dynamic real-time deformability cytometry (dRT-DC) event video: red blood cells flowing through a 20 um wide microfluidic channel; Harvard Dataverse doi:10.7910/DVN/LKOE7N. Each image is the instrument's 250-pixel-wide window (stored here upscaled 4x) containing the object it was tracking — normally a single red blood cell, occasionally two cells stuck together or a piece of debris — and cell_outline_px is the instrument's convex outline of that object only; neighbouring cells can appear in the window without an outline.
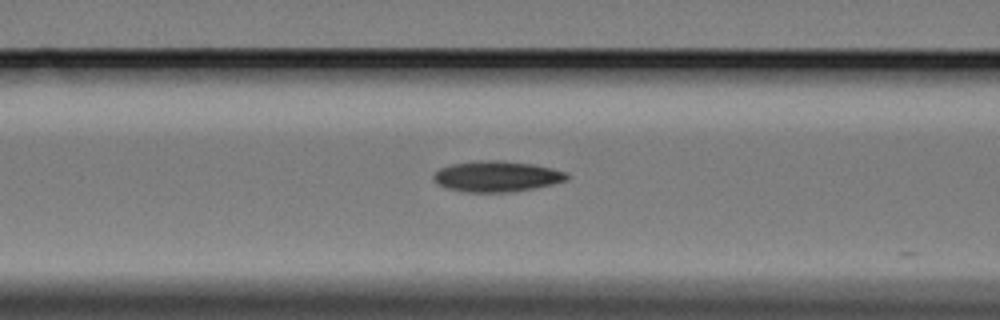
{"species": "Egyptian fruit bat (a non-hibernating species)", "species_latin": "Rousettus aegyptiacus", "temperature_condition": "cold", "stored_images_in_passage": 34, "camera_frame_rate_fps": 3000, "um_per_image_px": 0.085, "animal": {"sex": "female"}, "frame": {"image": 1, "passage_image": 3, "time_ms": 0.667, "image_size_px": [1000, 320], "cell_outline_px": [[568, 180], [536, 188], [508, 192], [464, 192], [444, 188], [432, 176], [440, 168], [452, 164], [480, 160], [496, 160], [532, 164], [564, 172], [568, 176]], "centroid_in_image_um": [42.19, 15.0], "position_along_channel_um": 124.4, "area_um2": 23.64}}
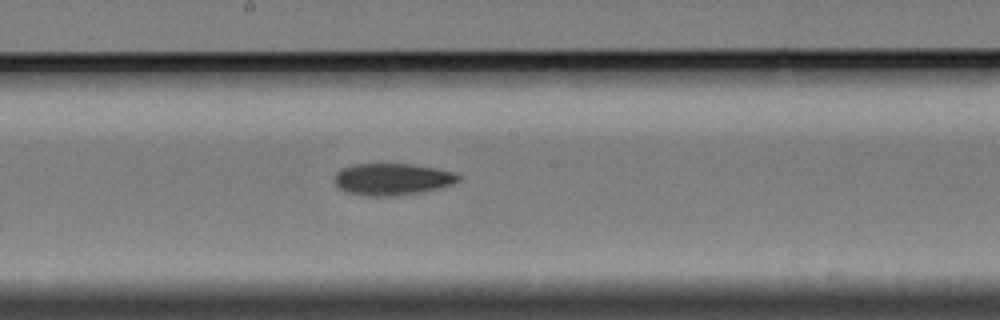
{"frame": {"image": 2, "passage_image": 11, "time_ms": 3.333, "image_size_px": [1000, 320], "cell_outline_px": [[460, 180], [452, 184], [440, 188], [420, 192], [396, 196], [368, 196], [344, 192], [336, 184], [336, 172], [340, 168], [352, 164], [412, 164], [436, 168], [452, 172], [460, 176]], "centroid_in_image_um": [33.33, 15.23], "position_along_channel_um": 214.9, "area_um2": 23.0}}
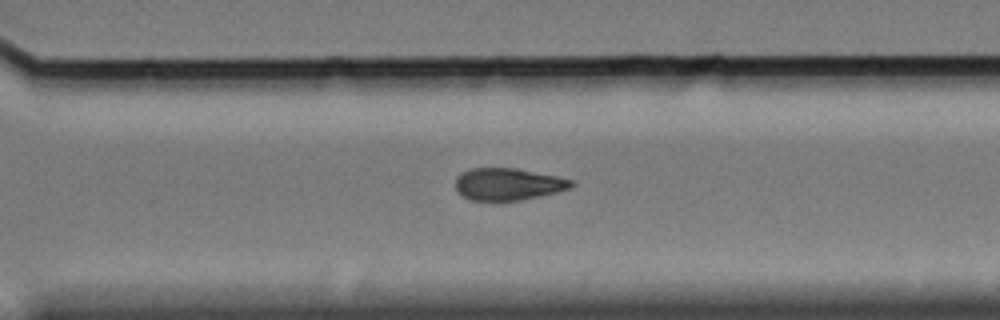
{"frame": {"image": 3, "passage_image": 21, "time_ms": 6.667, "image_size_px": [1000, 320], "cell_outline_px": [[576, 184], [572, 188], [556, 192], [520, 200], [468, 200], [460, 196], [456, 192], [456, 176], [460, 172], [472, 168], [516, 168], [576, 180]], "centroid_in_image_um": [43.17, 15.65], "position_along_channel_um": 327.4, "area_um2": 21.91}}